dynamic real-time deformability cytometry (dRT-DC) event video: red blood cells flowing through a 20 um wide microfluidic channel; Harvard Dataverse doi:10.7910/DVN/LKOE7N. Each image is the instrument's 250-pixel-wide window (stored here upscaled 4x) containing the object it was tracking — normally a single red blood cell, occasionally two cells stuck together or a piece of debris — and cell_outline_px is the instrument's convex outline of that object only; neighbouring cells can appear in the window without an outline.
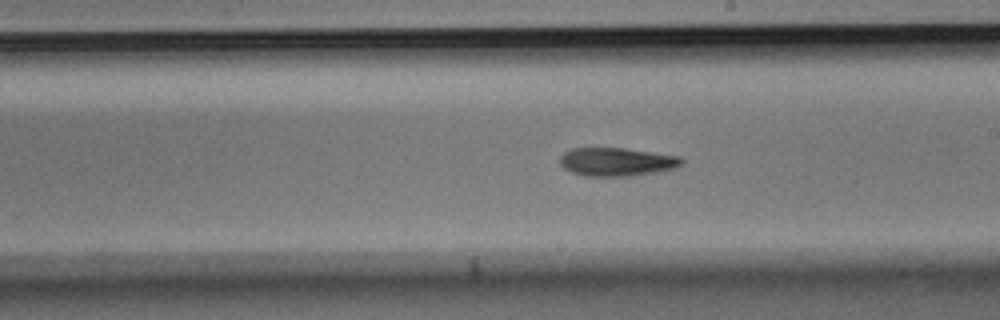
{"species": "Egyptian fruit bat (a non-hibernating species)", "species_latin": "Rousettus aegyptiacus", "temperature_condition": "room temperature", "stored_images_in_passage": 28, "camera_frame_rate_fps": 3000, "um_per_image_px": 0.085, "animal": {"sex": "male"}, "frame": {"image": 1, "passage_image": 16, "time_ms": 5.0, "image_size_px": [1000, 320], "cell_outline_px": [[684, 160], [676, 168], [656, 172], [632, 176], [584, 176], [572, 172], [564, 168], [560, 164], [560, 156], [564, 152], [572, 148], [624, 148], [680, 156]], "centroid_in_image_um": [52.41, 13.76], "position_along_channel_um": 236.6, "area_um2": 20.17}}
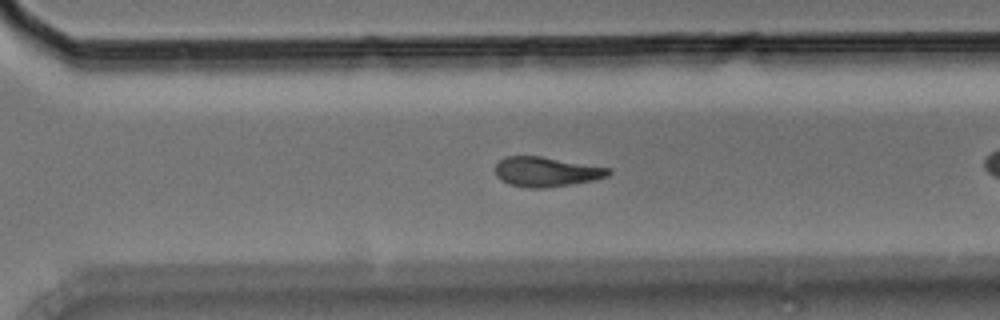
{"frame": {"image": 2, "passage_image": 23, "time_ms": 7.333, "image_size_px": [1000, 320], "cell_outline_px": [[612, 172], [608, 176], [592, 180], [572, 184], [544, 188], [528, 188], [508, 184], [500, 180], [496, 176], [496, 164], [504, 156], [540, 156], [612, 168]], "centroid_in_image_um": [46.43, 14.6], "position_along_channel_um": 324.2, "area_um2": 19.71}}
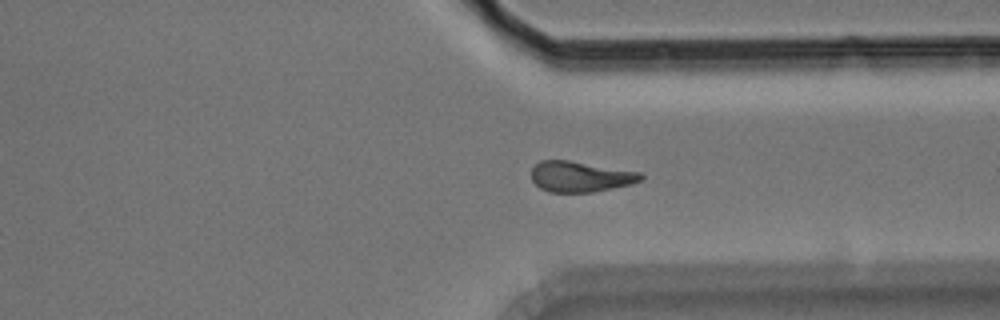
{"frame": {"image": 3, "passage_image": 26, "time_ms": 8.333, "image_size_px": [1000, 320], "cell_outline_px": [[644, 176], [640, 180], [632, 184], [592, 192], [548, 192], [540, 188], [532, 180], [532, 168], [540, 160], [568, 160], [640, 172]], "centroid_in_image_um": [49.31, 15.01], "position_along_channel_um": 362.1, "area_um2": 19.42}}